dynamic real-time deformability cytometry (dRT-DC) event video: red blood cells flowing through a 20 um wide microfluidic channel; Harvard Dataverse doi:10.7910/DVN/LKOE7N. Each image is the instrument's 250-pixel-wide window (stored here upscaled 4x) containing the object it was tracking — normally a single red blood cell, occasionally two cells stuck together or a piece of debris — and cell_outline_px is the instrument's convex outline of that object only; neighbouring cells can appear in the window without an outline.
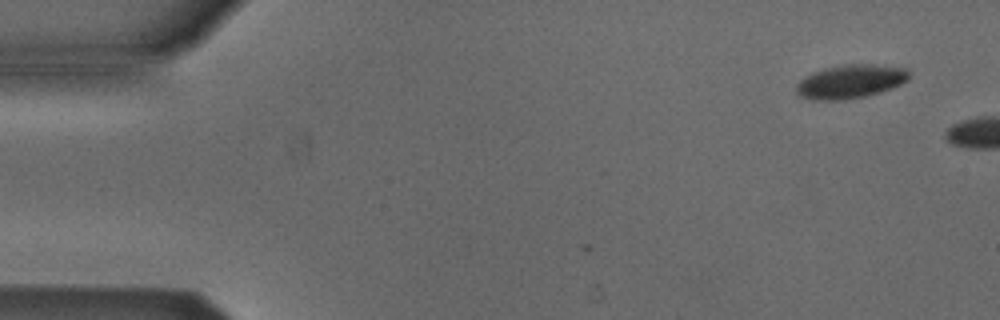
{"species": "Egyptian fruit bat (a non-hibernating species)", "species_latin": "Rousettus aegyptiacus", "temperature_condition": "cold", "stored_images_in_passage": 2, "camera_frame_rate_fps": 3000, "um_per_image_px": 0.085, "animal": {"sex": "male"}, "frame": {"image": 1, "passage_image": 2, "time_ms": 0.333, "image_size_px": [1000, 320], "cell_outline_px": [[908, 80], [892, 88], [864, 96], [840, 100], [816, 100], [800, 96], [796, 92], [796, 84], [804, 76], [812, 72], [824, 68], [844, 64], [872, 64], [904, 68], [908, 72]], "centroid_in_image_um": [72.24, 6.92], "position_along_channel_um": 12.8, "area_um2": 21.96}}